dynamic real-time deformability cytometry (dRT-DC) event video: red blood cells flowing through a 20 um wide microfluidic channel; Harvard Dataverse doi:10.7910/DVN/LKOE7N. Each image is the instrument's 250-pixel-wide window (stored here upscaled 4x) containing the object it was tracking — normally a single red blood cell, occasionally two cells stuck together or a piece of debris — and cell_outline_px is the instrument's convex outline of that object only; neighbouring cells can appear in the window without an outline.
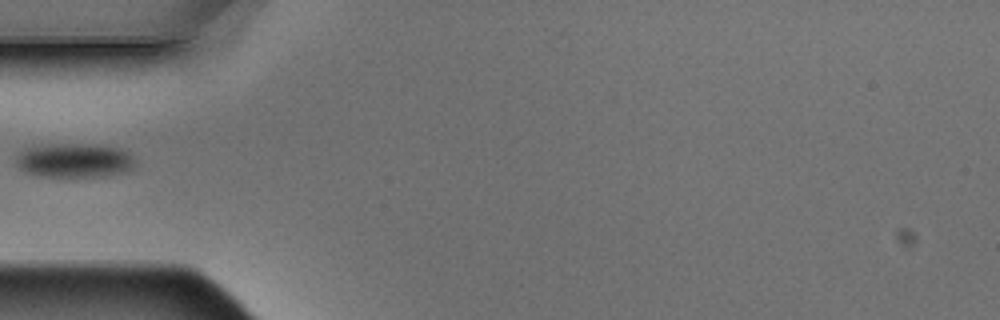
{"species": "Egyptian fruit bat (a non-hibernating species)", "species_latin": "Rousettus aegyptiacus", "temperature_condition": "warm", "stored_images_in_passage": 6, "camera_frame_rate_fps": 3000, "um_per_image_px": 0.085, "animal": {"sex": "male"}, "frame": {"image": 1, "passage_image": 5, "time_ms": 1.333, "image_size_px": [1000, 320], "cell_outline_px": [[132, 168], [128, 172], [108, 176], [36, 176], [20, 168], [16, 160], [16, 156], [24, 148], [52, 144], [68, 144], [120, 148], [128, 152], [132, 156]], "centroid_in_image_um": [6.31, 13.65], "position_along_channel_um": 78.7, "area_um2": 23.29}}
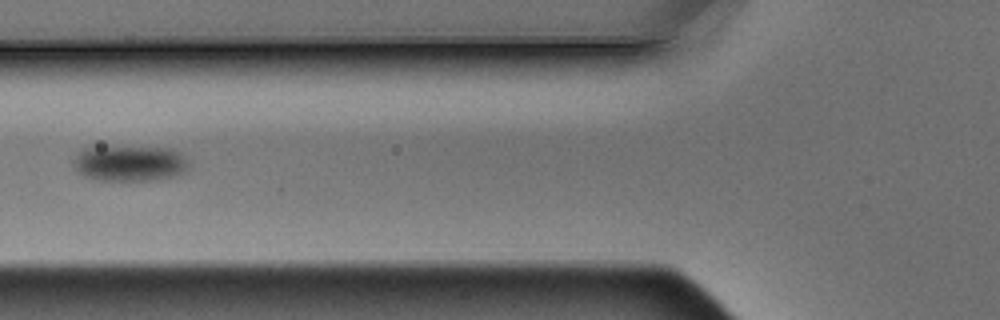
{"frame": {"image": 2, "passage_image": 6, "time_ms": 1.667, "image_size_px": [1000, 320], "cell_outline_px": [[188, 168], [184, 172], [160, 180], [96, 180], [84, 176], [76, 172], [72, 160], [80, 152], [88, 148], [172, 148], [180, 152], [188, 160]], "centroid_in_image_um": [11.05, 13.91], "position_along_channel_um": 114.8, "area_um2": 23.76}}